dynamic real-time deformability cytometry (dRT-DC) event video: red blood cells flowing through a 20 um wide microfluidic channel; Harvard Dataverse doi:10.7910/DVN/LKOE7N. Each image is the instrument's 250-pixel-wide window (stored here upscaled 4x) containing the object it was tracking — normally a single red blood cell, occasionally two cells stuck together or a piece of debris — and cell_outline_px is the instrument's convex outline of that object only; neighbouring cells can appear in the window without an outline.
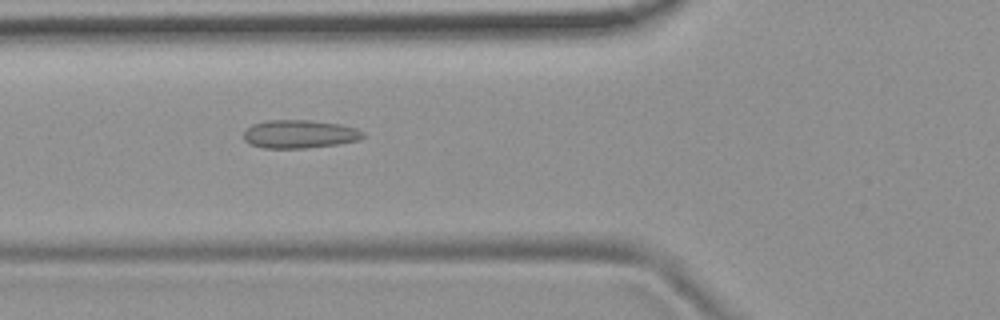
{"species": "common noctule bat (a hibernating species)", "species_latin": "Nyctalus noctula", "temperature_condition": "room temperature", "stored_images_in_passage": 52, "camera_frame_rate_fps": 3000, "um_per_image_px": 0.085, "animal": {"sex": "female", "body_mass_g": 19.9}, "frame": {"image": 1, "passage_image": 19, "time_ms": 6.0, "image_size_px": [1000, 320], "cell_outline_px": [[364, 136], [360, 140], [336, 144], [308, 148], [264, 148], [252, 144], [244, 140], [244, 132], [252, 124], [268, 120], [308, 120], [340, 124], [356, 128], [364, 132]], "centroid_in_image_um": [25.48, 11.39], "position_along_channel_um": 100.3, "area_um2": 19.59}}
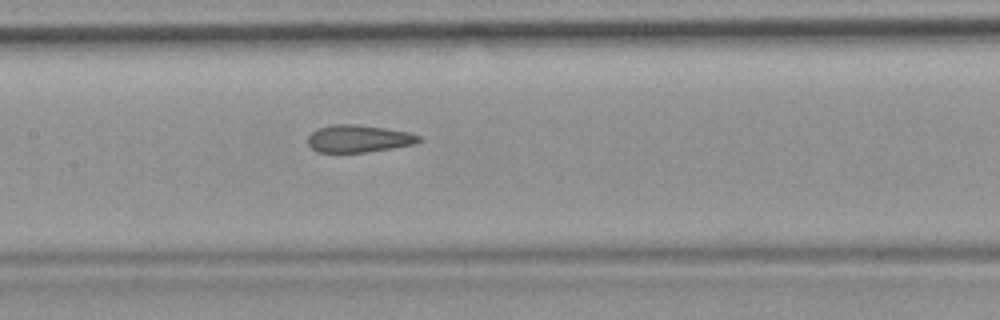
{"frame": {"image": 2, "passage_image": 25, "time_ms": 8.0, "image_size_px": [1000, 320], "cell_outline_px": [[424, 140], [416, 144], [392, 148], [364, 152], [316, 152], [308, 144], [308, 136], [312, 132], [320, 128], [332, 124], [356, 124], [384, 128], [408, 132], [420, 136]], "centroid_in_image_um": [30.5, 11.78], "position_along_channel_um": 176.9, "area_um2": 17.69}}
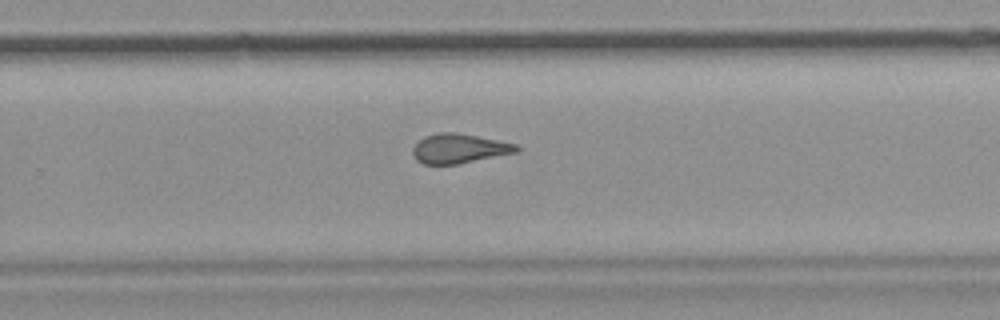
{"frame": {"image": 3, "passage_image": 34, "time_ms": 11.0, "image_size_px": [1000, 320], "cell_outline_px": [[520, 148], [516, 152], [460, 164], [424, 164], [416, 160], [412, 152], [412, 148], [424, 136], [440, 132], [456, 132], [516, 144]], "centroid_in_image_um": [39.0, 12.63], "position_along_channel_um": 290.8, "area_um2": 17.69}, "authors_computed_cell_mechanics": {"area_um2": 18.6116, "velocity_mm_per_s": 3.8188, "shape_relaxation_time_tau1_ms": null, "shape_relaxation_time_tau2_ms": 1.9801, "deformation_change_tau1": null, "deformation_change_tau2": 0.1133}}